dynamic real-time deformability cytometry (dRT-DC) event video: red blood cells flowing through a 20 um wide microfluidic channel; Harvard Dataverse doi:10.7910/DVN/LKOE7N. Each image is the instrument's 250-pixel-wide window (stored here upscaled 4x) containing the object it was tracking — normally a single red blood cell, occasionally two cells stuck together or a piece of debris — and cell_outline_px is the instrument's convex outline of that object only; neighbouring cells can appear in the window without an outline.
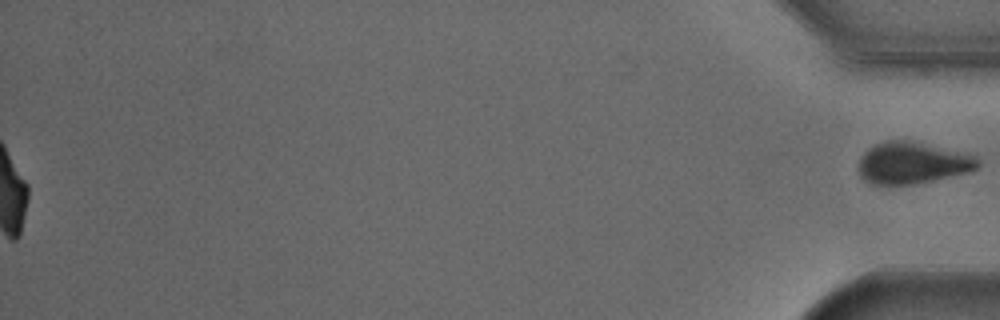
{"species": "Egyptian fruit bat (a non-hibernating species)", "species_latin": "Rousettus aegyptiacus", "temperature_condition": "cold", "stored_images_in_passage": 55, "segment_of_instrument_passage": [2, 2], "camera_frame_rate_fps": 3000, "um_per_image_px": 0.085, "animal": {"sex": "male"}, "frame": {"image": 1, "passage_image": 55, "time_ms": 18.0, "image_size_px": [1000, 320], "cell_outline_px": [[980, 168], [972, 172], [912, 184], [872, 184], [864, 180], [860, 176], [860, 160], [864, 152], [868, 148], [876, 144], [888, 140], [912, 140], [976, 152], [980, 160]], "centroid_in_image_um": [77.72, 13.81], "position_along_channel_um": 357.5, "area_um2": 29.94}}